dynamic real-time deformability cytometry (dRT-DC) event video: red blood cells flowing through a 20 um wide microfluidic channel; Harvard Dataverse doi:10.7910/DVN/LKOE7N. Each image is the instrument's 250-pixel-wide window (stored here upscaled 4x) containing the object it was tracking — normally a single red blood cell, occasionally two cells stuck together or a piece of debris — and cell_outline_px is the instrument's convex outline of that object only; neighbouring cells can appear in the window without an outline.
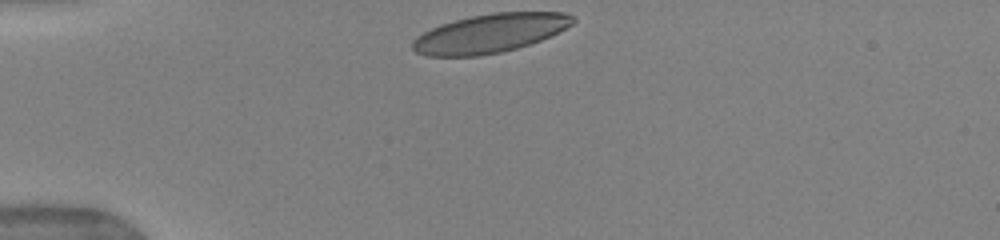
{"species": "human", "species_latin": "Homo sapiens", "temperature_condition": "warm", "stored_images_in_passage": 33, "camera_frame_rate_fps": 3000, "um_per_image_px": 0.085, "donor": {"sex": "female"}, "frame": {"image": 1, "passage_image": 1, "time_ms": 0.0, "image_size_px": [1000, 240], "cell_outline_px": [[576, 20], [572, 24], [540, 40], [516, 48], [500, 52], [480, 56], [428, 56], [416, 52], [412, 48], [412, 40], [416, 36], [440, 24], [472, 16], [492, 12], [564, 12], [572, 16]], "centroid_in_image_um": [41.61, 2.83], "position_along_channel_um": 43.4, "area_um2": 35.89}}
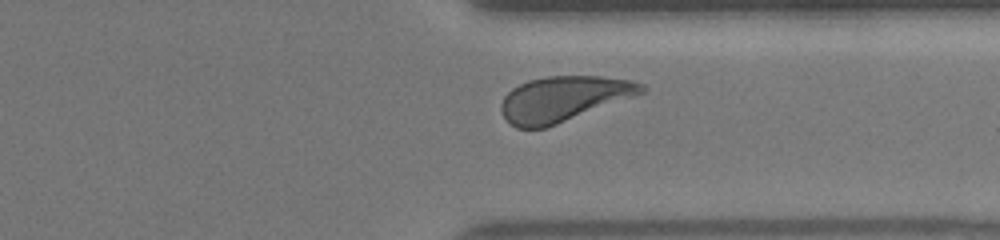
{"frame": {"image": 2, "passage_image": 28, "time_ms": 9.0, "image_size_px": [1000, 240], "cell_outline_px": [[648, 88], [644, 92], [636, 96], [556, 124], [544, 128], [516, 128], [508, 124], [500, 108], [500, 104], [504, 96], [512, 88], [528, 80], [548, 76], [600, 76], [628, 80], [644, 84]], "centroid_in_image_um": [47.88, 8.4], "position_along_channel_um": 363.5, "area_um2": 36.93}, "authors_computed_cell_mechanics": {"area_um2": 37.1654, "velocity_mm_per_s": 3.9357, "shape_relaxation_time_tau1_ms": 3.633, "shape_relaxation_time_tau2_ms": null, "deformation_change_tau1": 0.1562, "deformation_change_tau2": null}}